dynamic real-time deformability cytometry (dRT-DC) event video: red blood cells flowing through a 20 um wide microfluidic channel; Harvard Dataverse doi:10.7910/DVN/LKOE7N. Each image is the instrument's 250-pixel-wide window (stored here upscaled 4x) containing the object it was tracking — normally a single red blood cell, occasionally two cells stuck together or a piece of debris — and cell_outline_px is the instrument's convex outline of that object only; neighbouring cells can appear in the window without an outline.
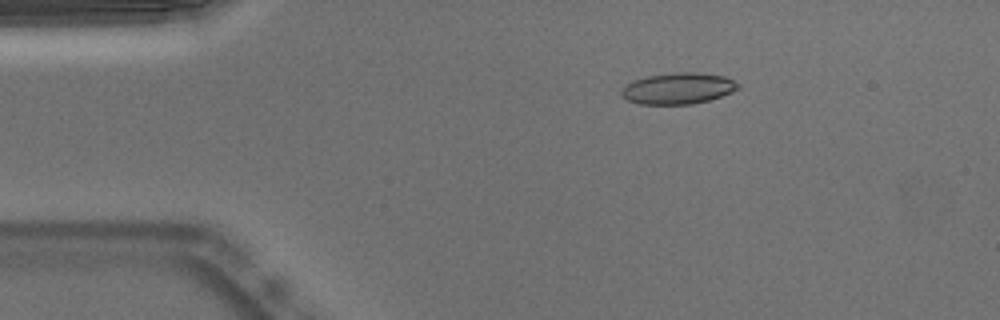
{"species": "Egyptian fruit bat (a non-hibernating species)", "species_latin": "Rousettus aegyptiacus", "temperature_condition": "warm", "stored_images_in_passage": 45, "camera_frame_rate_fps": 3000, "um_per_image_px": 0.085, "animal": {"sex": "male"}, "frame": {"image": 1, "passage_image": 1, "time_ms": 0.0, "image_size_px": [1000, 320], "cell_outline_px": [[740, 88], [732, 92], [708, 100], [692, 104], [640, 104], [628, 100], [620, 96], [620, 92], [624, 84], [648, 76], [676, 72], [696, 72], [724, 76], [740, 84]], "centroid_in_image_um": [57.62, 7.51], "position_along_channel_um": 27.4, "area_um2": 21.21}}
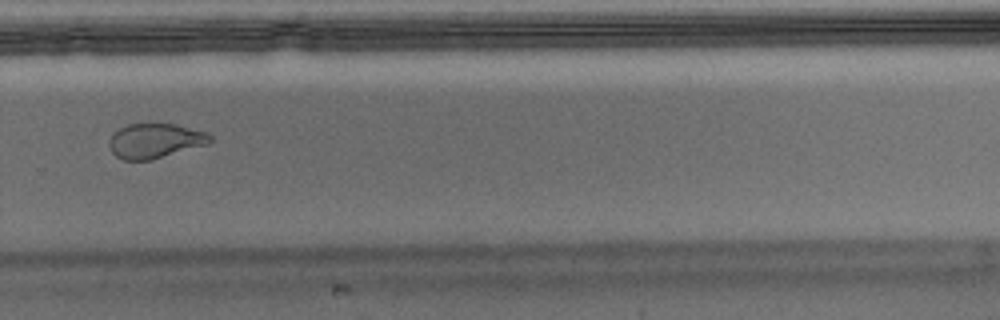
{"frame": {"image": 2, "passage_image": 28, "time_ms": 9.0, "image_size_px": [1000, 320], "cell_outline_px": [[212, 140], [208, 144], [152, 160], [124, 160], [116, 156], [112, 152], [108, 144], [108, 140], [120, 128], [128, 124], [176, 124], [208, 132], [212, 136]], "centroid_in_image_um": [13.21, 11.97], "position_along_channel_um": 316.6, "area_um2": 20.46}}
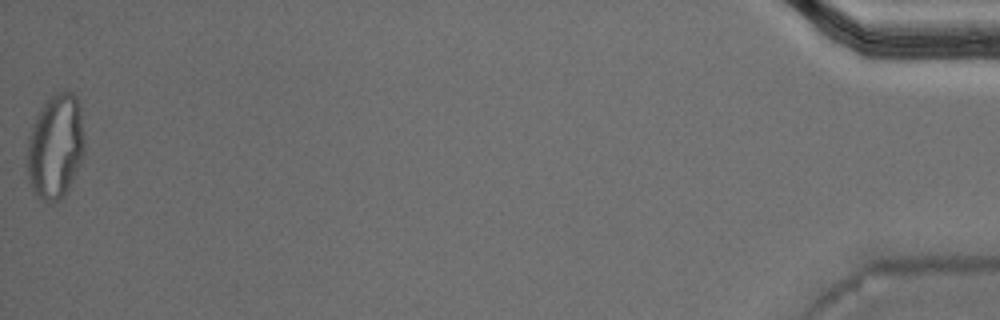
{"frame": {"image": 3, "passage_image": 45, "time_ms": 14.667, "image_size_px": [1000, 320], "cell_outline_px": [[84, 152], [80, 164], [68, 192], [64, 196], [52, 204], [36, 196], [28, 180], [28, 136], [32, 124], [44, 100], [60, 92], [72, 92], [76, 96], [80, 104], [84, 140]], "centroid_in_image_um": [4.72, 12.47], "position_along_channel_um": 430.5, "area_um2": 35.26}, "authors_computed_cell_mechanics": {"area_um2": 21.4438, "velocity_mm_per_s": 3.7809, "shape_relaxation_time_tau1_ms": null, "shape_relaxation_time_tau2_ms": 1.23, "deformation_change_tau1": null, "deformation_change_tau2": 0.0663}}